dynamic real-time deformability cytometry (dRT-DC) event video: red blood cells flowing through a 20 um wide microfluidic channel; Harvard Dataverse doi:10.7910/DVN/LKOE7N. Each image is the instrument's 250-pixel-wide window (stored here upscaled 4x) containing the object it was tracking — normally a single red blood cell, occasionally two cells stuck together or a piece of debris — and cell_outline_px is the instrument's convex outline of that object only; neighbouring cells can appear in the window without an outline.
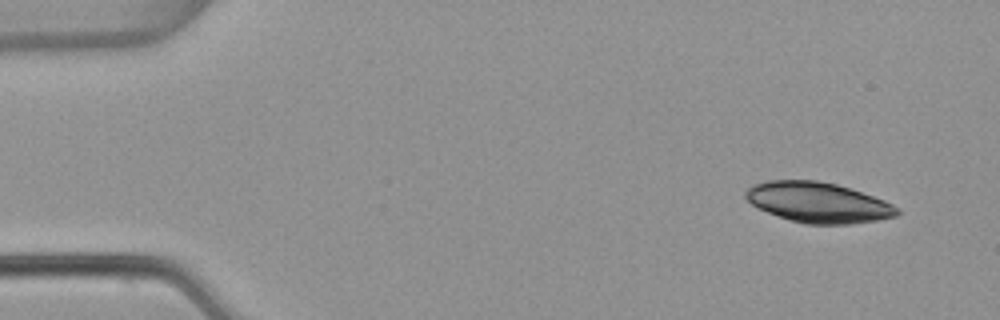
{"species": "common noctule bat (a hibernating species)", "species_latin": "Nyctalus noctula", "temperature_condition": "warm", "stored_images_in_passage": 4, "camera_frame_rate_fps": 3000, "um_per_image_px": 0.085, "animal": {"sex": "female", "body_mass_g": 22.7, "forearm_length_mm": 54.2}, "frame": {"image": 1, "passage_image": 1, "time_ms": 0.0, "image_size_px": [1000, 320], "cell_outline_px": [[900, 212], [896, 216], [876, 220], [852, 224], [804, 224], [768, 212], [752, 204], [744, 196], [744, 192], [748, 188], [756, 184], [768, 180], [816, 180], [836, 184], [884, 200], [900, 208]], "centroid_in_image_um": [69.55, 17.21], "position_along_channel_um": 15.4, "area_um2": 35.26}}